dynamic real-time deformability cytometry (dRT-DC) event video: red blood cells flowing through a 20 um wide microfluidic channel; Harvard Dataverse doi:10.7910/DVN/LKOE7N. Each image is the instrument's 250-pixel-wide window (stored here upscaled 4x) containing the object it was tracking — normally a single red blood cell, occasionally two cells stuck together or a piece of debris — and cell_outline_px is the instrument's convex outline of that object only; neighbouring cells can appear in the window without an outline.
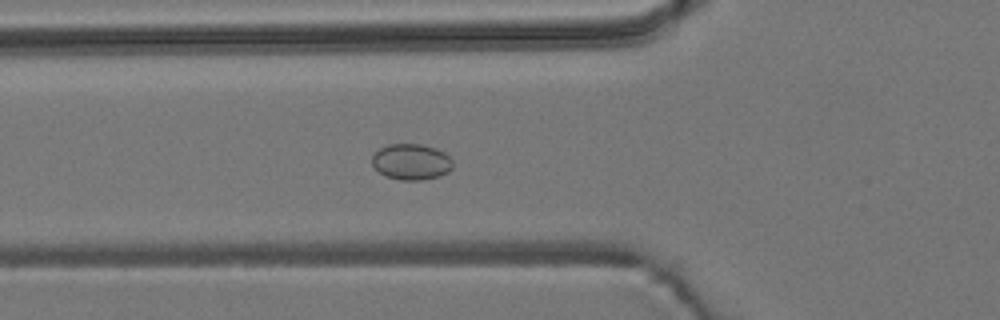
{"species": "common noctule bat (a hibernating species)", "species_latin": "Nyctalus noctula", "temperature_condition": "room temperature", "stored_images_in_passage": 43, "camera_frame_rate_fps": 3000, "um_per_image_px": 0.085, "animal": {"sex": "male", "body_mass_g": 19.2, "forearm_length_mm": 51.8}, "frame": {"image": 1, "passage_image": 8, "time_ms": 2.333, "image_size_px": [1000, 320], "cell_outline_px": [[452, 168], [448, 172], [440, 176], [424, 180], [400, 180], [388, 176], [380, 172], [372, 164], [372, 156], [380, 148], [388, 144], [420, 144], [436, 148], [444, 152], [452, 160]], "centroid_in_image_um": [34.98, 13.75], "position_along_channel_um": 90.8, "area_um2": 16.88}}
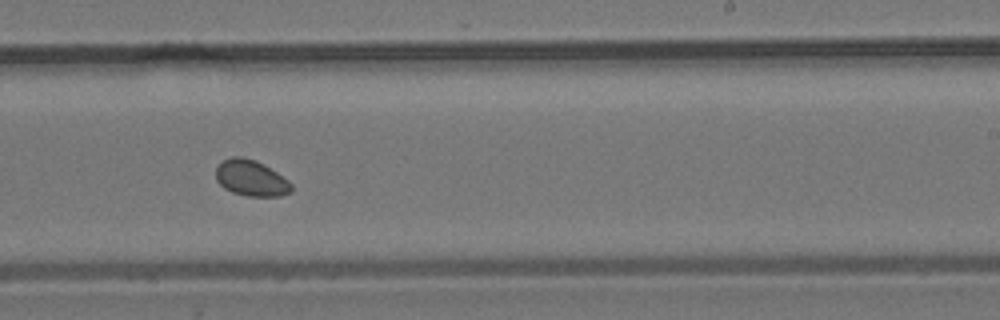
{"frame": {"image": 2, "passage_image": 22, "time_ms": 7.0, "image_size_px": [1000, 320], "cell_outline_px": [[292, 192], [280, 196], [248, 196], [232, 192], [224, 188], [216, 180], [216, 168], [220, 160], [232, 156], [244, 156], [256, 160], [276, 172], [288, 180], [292, 184]], "centroid_in_image_um": [21.32, 15.12], "position_along_channel_um": 267.7, "area_um2": 16.01}}
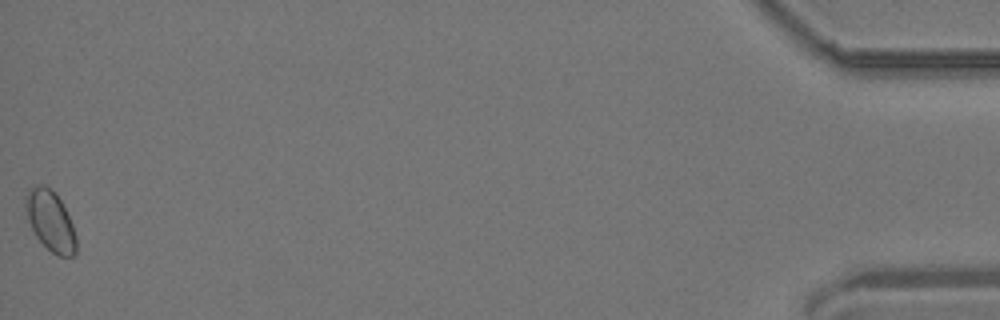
{"frame": {"image": 3, "passage_image": 43, "time_ms": 14.0, "image_size_px": [1000, 320], "cell_outline_px": [[76, 256], [60, 256], [52, 252], [36, 236], [28, 220], [24, 204], [24, 196], [32, 188], [40, 184], [44, 184], [60, 200], [72, 224], [76, 240]], "centroid_in_image_um": [4.27, 18.79], "position_along_channel_um": 430.9, "area_um2": 17.34}, "authors_computed_cell_mechanics": {"area_um2": 16.0684, "velocity_mm_per_s": 3.7852, "shape_relaxation_time_tau1_ms": null, "shape_relaxation_time_tau2_ms": 4.9051, "deformation_change_tau1": null, "deformation_change_tau2": 0.0438}}